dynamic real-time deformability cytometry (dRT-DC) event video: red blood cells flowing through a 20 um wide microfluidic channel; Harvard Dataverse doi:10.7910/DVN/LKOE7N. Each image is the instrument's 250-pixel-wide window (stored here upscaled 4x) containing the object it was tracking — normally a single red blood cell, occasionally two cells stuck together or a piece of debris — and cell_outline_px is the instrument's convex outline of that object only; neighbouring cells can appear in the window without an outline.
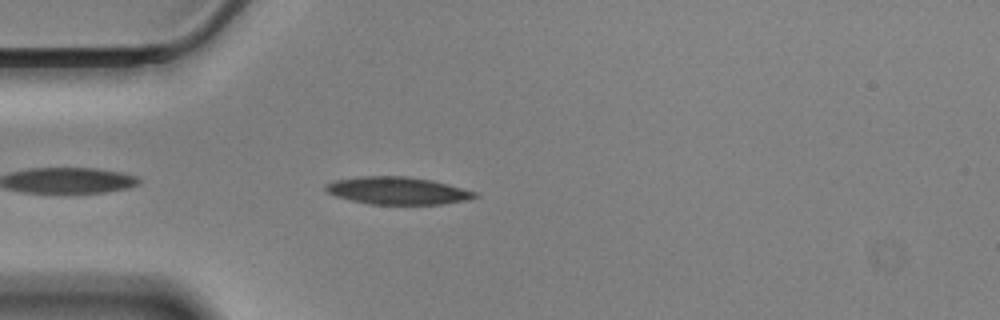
{"species": "Egyptian fruit bat (a non-hibernating species)", "species_latin": "Rousettus aegyptiacus", "temperature_condition": "cold", "stored_images_in_passage": 22, "camera_frame_rate_fps": 3000, "um_per_image_px": 0.085, "animal": {"sex": "male"}, "frame": {"image": 1, "passage_image": 3, "time_ms": 0.667, "image_size_px": [1000, 320], "cell_outline_px": [[480, 196], [468, 200], [440, 204], [372, 204], [352, 200], [336, 196], [328, 192], [324, 188], [324, 184], [336, 180], [360, 176], [408, 176], [432, 180], [448, 184], [476, 192]], "centroid_in_image_um": [33.81, 16.2], "position_along_channel_um": 51.2, "area_um2": 23.81}}
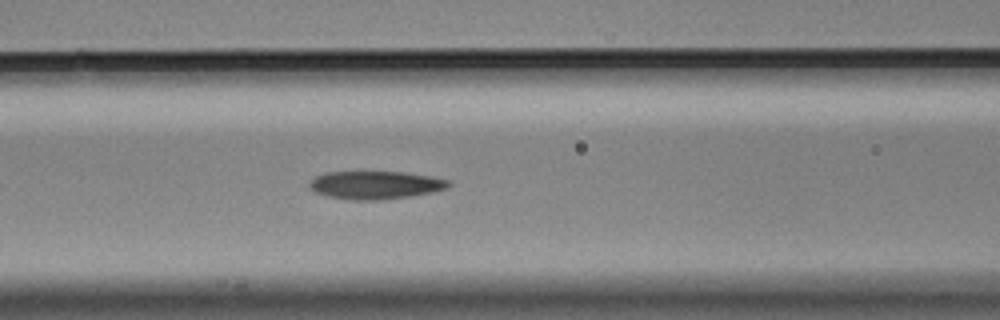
{"frame": {"image": 2, "passage_image": 11, "time_ms": 3.333, "image_size_px": [1000, 320], "cell_outline_px": [[452, 184], [448, 188], [432, 192], [408, 196], [380, 200], [352, 200], [328, 196], [316, 192], [308, 188], [308, 184], [316, 176], [324, 172], [356, 168], [404, 172], [432, 176], [448, 180]], "centroid_in_image_um": [31.85, 15.66], "position_along_channel_um": 134.7, "area_um2": 23.87}}
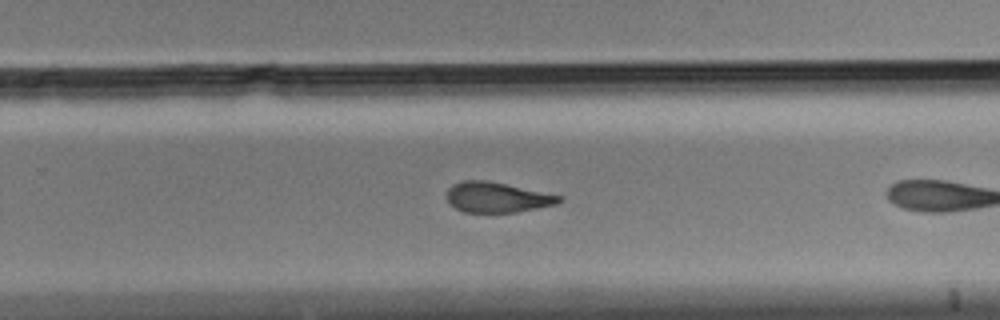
{"frame": {"image": 3, "passage_image": 21, "time_ms": 6.667, "image_size_px": [1000, 320], "cell_outline_px": [[564, 200], [556, 204], [516, 212], [464, 212], [456, 208], [448, 200], [448, 188], [452, 184], [464, 180], [484, 180], [564, 196]], "centroid_in_image_um": [42.27, 16.77], "position_along_channel_um": 287.5, "area_um2": 19.54}}